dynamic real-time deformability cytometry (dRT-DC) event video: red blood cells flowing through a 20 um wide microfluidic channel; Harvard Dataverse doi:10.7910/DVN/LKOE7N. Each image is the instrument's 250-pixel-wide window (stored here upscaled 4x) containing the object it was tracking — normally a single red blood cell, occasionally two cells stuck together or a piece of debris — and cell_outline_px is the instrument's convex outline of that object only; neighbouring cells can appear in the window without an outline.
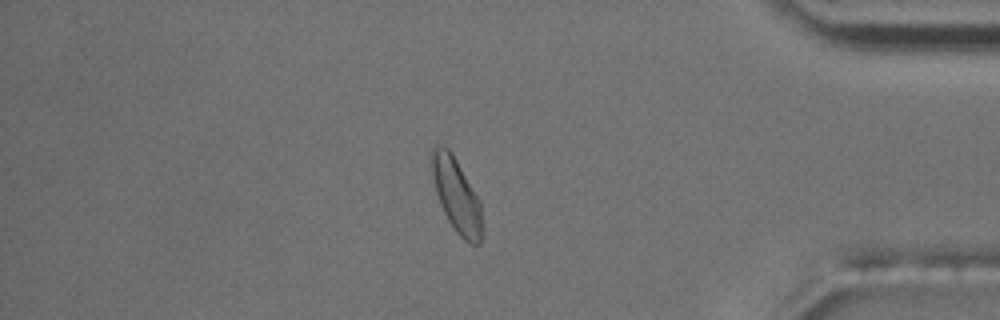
{"species": "common noctule bat (a hibernating species)", "species_latin": "Nyctalus noctula", "temperature_condition": "room temperature", "stored_images_in_passage": 54, "camera_frame_rate_fps": 3000, "um_per_image_px": 0.085, "animal": {"sex": "male", "body_mass_g": 17.5, "forearm_length_mm": 52.3}, "frame": {"image": 1, "passage_image": 46, "time_ms": 15.0, "image_size_px": [1000, 320], "cell_outline_px": [[484, 232], [480, 244], [472, 244], [464, 240], [456, 232], [448, 220], [440, 204], [436, 192], [428, 164], [432, 148], [436, 144], [440, 144], [448, 148], [452, 152], [480, 200], [484, 228]], "centroid_in_image_um": [38.79, 16.58], "position_along_channel_um": 396.4, "area_um2": 22.48}, "authors_computed_cell_mechanics": {"area_um2": 20.4323, "velocity_mm_per_s": 3.6905, "shape_relaxation_time_tau1_ms": 10.1753, "shape_relaxation_time_tau2_ms": 1.4504, "deformation_change_tau1": 0.1423, "deformation_change_tau2": 0.0347}}